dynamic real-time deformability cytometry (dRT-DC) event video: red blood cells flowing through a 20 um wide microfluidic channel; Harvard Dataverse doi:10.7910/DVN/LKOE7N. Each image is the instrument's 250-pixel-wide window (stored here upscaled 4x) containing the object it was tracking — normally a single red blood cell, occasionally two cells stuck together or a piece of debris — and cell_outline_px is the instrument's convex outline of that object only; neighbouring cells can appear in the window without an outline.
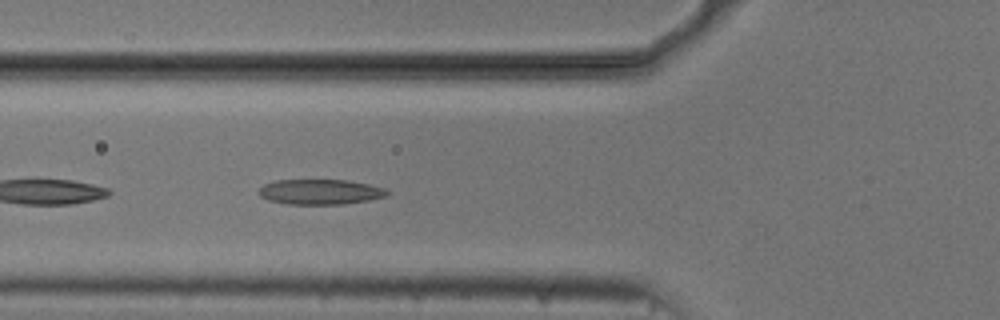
{"species": "common noctule bat (a hibernating species)", "species_latin": "Nyctalus noctula", "temperature_condition": "cold", "stored_images_in_passage": 38, "camera_frame_rate_fps": 3000, "um_per_image_px": 0.085, "animal": {"sex": "male", "body_mass_g": 20.5, "forearm_length_mm": 52.5}, "frame": {"image": 1, "passage_image": 4, "time_ms": 1.0, "image_size_px": [1000, 320], "cell_outline_px": [[392, 192], [388, 196], [368, 200], [344, 204], [288, 204], [268, 200], [260, 196], [256, 192], [264, 184], [276, 180], [348, 180], [368, 184], [384, 188]], "centroid_in_image_um": [27.23, 16.31], "position_along_channel_um": 98.6, "area_um2": 18.96}}
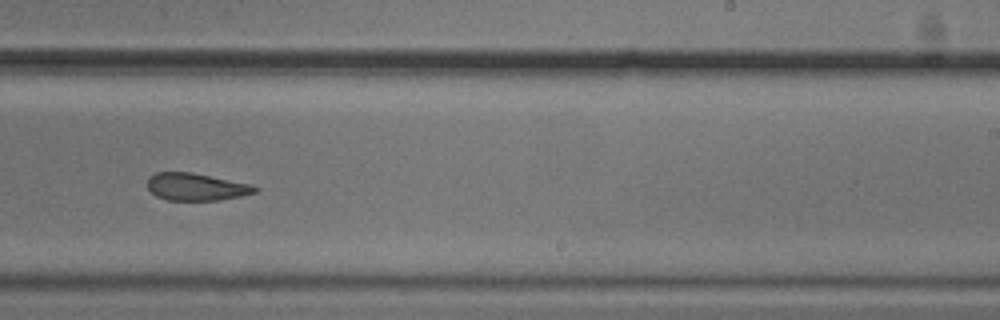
{"frame": {"image": 2, "passage_image": 18, "time_ms": 5.667, "image_size_px": [1000, 320], "cell_outline_px": [[260, 188], [256, 192], [240, 196], [220, 200], [168, 200], [156, 196], [148, 188], [148, 176], [156, 172], [192, 172], [252, 184]], "centroid_in_image_um": [16.69, 15.87], "position_along_channel_um": 272.3, "area_um2": 17.22}}
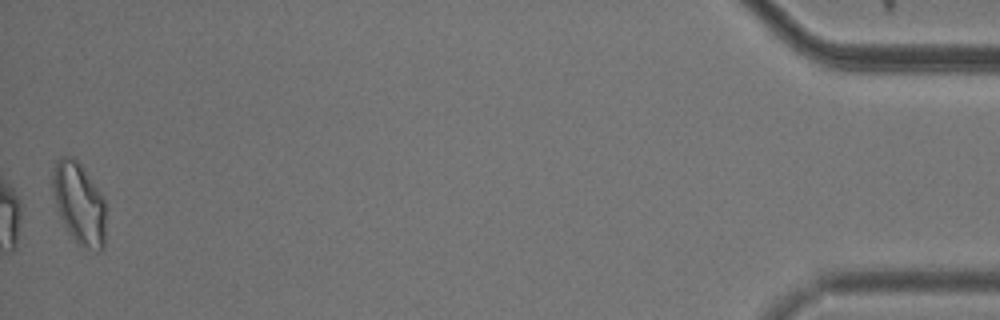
{"frame": {"image": 3, "passage_image": 38, "time_ms": 12.333, "image_size_px": [1000, 320], "cell_outline_px": [[104, 248], [100, 252], [96, 252], [80, 244], [68, 232], [60, 216], [56, 204], [52, 188], [52, 176], [56, 160], [60, 156], [72, 156], [84, 168], [104, 200]], "centroid_in_image_um": [6.71, 17.27], "position_along_channel_um": 428.5, "area_um2": 24.91}, "authors_computed_cell_mechanics": {"area_um2": 18.9873, "velocity_mm_per_s": 3.7152, "shape_relaxation_time_tau1_ms": 6.2729, "shape_relaxation_time_tau2_ms": 4.2367, "deformation_change_tau1": 0.1504, "deformation_change_tau2": 0.1086}}